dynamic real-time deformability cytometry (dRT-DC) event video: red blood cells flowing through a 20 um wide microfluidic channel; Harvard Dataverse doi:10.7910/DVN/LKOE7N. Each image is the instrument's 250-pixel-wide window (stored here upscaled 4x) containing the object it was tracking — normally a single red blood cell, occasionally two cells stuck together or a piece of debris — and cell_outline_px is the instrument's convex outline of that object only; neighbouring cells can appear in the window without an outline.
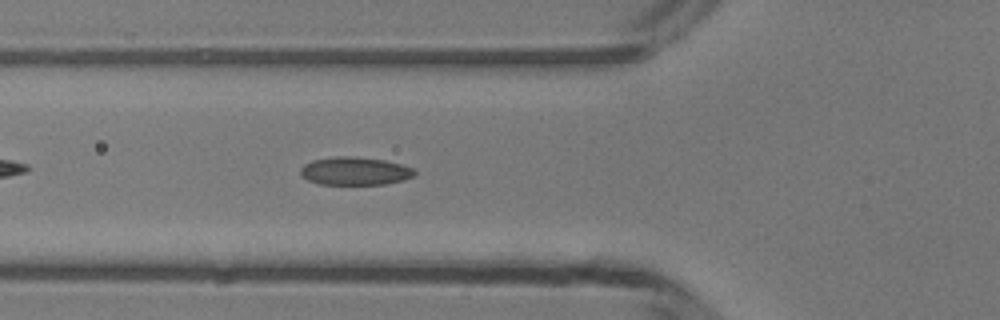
{"species": "common noctule bat (a hibernating species)", "species_latin": "Nyctalus noctula", "temperature_condition": "room temperature", "stored_images_in_passage": 23, "camera_frame_rate_fps": 3000, "um_per_image_px": 0.085, "animal": {"sex": "male", "body_mass_g": 13.3}, "frame": {"image": 1, "passage_image": 6, "time_ms": 1.667, "image_size_px": [1000, 320], "cell_outline_px": [[416, 172], [412, 176], [404, 180], [384, 184], [320, 184], [308, 180], [300, 176], [300, 168], [304, 164], [312, 160], [336, 156], [352, 156], [384, 160], [400, 164], [412, 168]], "centroid_in_image_um": [30.12, 14.54], "position_along_channel_um": 95.7, "area_um2": 18.61}}
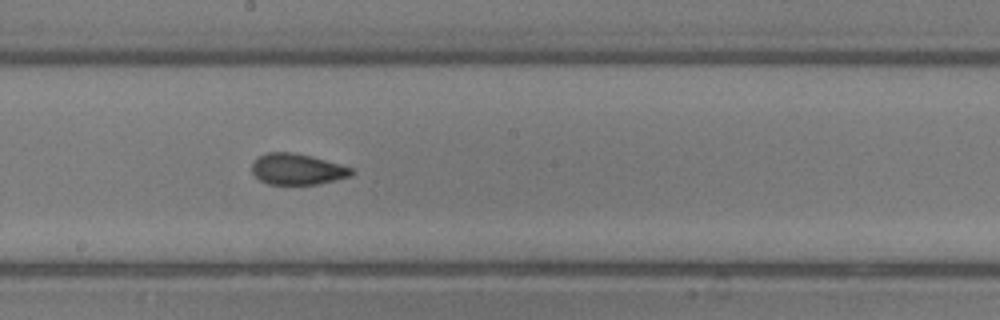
{"frame": {"image": 2, "passage_image": 15, "time_ms": 4.667, "image_size_px": [1000, 320], "cell_outline_px": [[356, 172], [352, 176], [316, 184], [268, 184], [260, 180], [252, 172], [252, 164], [260, 156], [268, 152], [292, 152], [312, 156], [340, 164], [352, 168]], "centroid_in_image_um": [25.3, 14.38], "position_along_channel_um": 222.9, "area_um2": 17.92}}
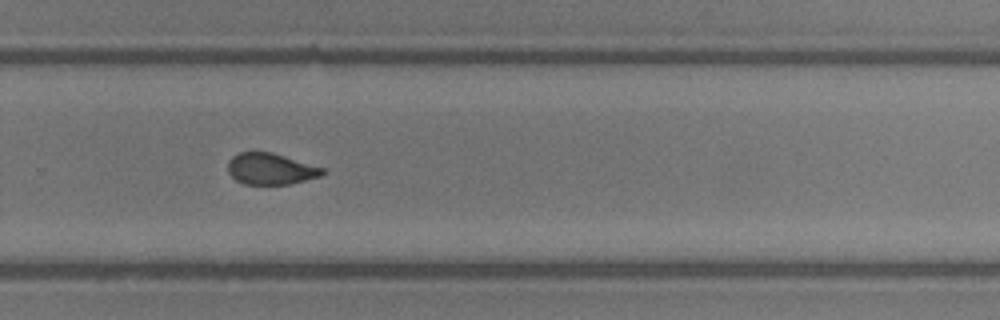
{"frame": {"image": 3, "passage_image": 21, "time_ms": 6.667, "image_size_px": [1000, 320], "cell_outline_px": [[324, 172], [320, 176], [288, 184], [244, 184], [236, 180], [228, 172], [228, 160], [232, 156], [240, 152], [272, 152], [324, 168]], "centroid_in_image_um": [22.97, 14.35], "position_along_channel_um": 306.8, "area_um2": 17.11}}